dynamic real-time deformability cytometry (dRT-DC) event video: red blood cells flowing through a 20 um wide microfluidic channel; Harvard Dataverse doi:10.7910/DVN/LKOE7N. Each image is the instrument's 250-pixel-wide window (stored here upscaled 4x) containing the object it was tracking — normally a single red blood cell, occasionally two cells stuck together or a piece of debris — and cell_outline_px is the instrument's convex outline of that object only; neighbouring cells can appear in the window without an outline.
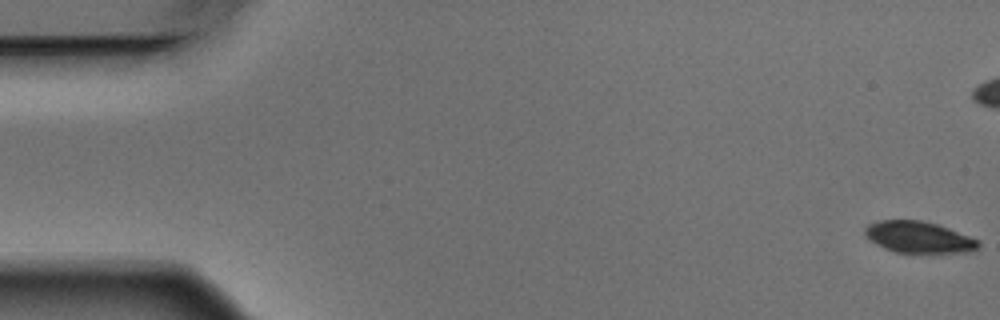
{"species": "Egyptian fruit bat (a non-hibernating species)", "species_latin": "Rousettus aegyptiacus", "temperature_condition": "warm", "stored_images_in_passage": 6, "camera_frame_rate_fps": 3000, "um_per_image_px": 0.085, "animal": {"sex": "male"}, "frame": {"image": 1, "passage_image": 1, "time_ms": 0.0, "image_size_px": [1000, 320], "cell_outline_px": [[980, 244], [972, 252], [896, 252], [884, 248], [868, 240], [864, 236], [864, 228], [868, 224], [876, 220], [924, 220], [948, 228], [968, 236], [976, 240]], "centroid_in_image_um": [78.0, 20.14], "position_along_channel_um": 7.0, "area_um2": 20.69}}
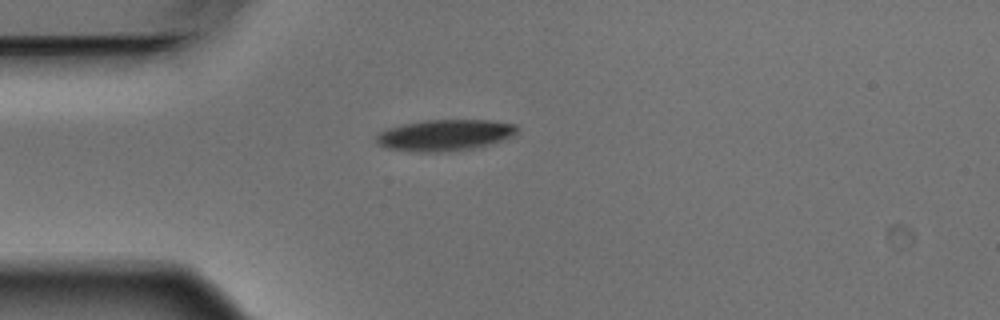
{"frame": {"image": 2, "passage_image": 5, "time_ms": 1.333, "image_size_px": [1000, 320], "cell_outline_px": [[520, 128], [512, 136], [488, 144], [472, 148], [440, 152], [416, 152], [388, 148], [376, 144], [376, 136], [380, 132], [388, 128], [404, 124], [428, 120], [484, 120], [516, 124]], "centroid_in_image_um": [37.79, 11.48], "position_along_channel_um": 47.2, "area_um2": 25.32}}